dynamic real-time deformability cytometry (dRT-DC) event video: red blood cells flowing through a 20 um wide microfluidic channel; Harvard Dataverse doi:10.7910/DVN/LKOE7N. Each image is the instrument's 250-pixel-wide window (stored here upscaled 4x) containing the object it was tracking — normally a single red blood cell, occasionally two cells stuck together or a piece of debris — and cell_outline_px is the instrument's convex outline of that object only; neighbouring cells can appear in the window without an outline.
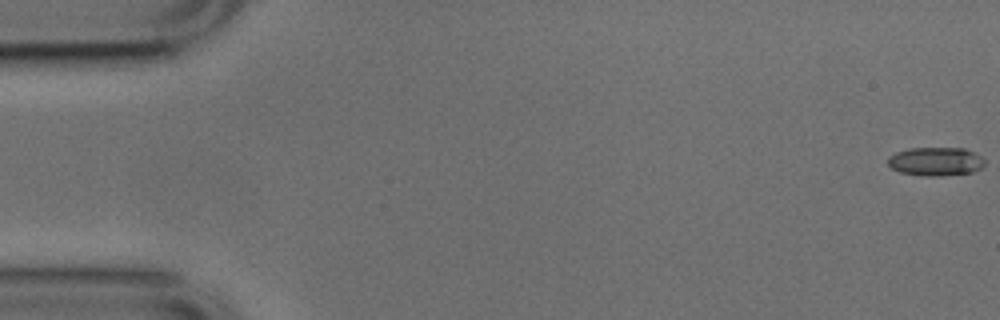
{"species": "common noctule bat (a hibernating species)", "species_latin": "Nyctalus noctula", "temperature_condition": "cold", "stored_images_in_passage": 4, "camera_frame_rate_fps": 3000, "um_per_image_px": 0.085, "animal": {"sex": "male", "body_mass_g": 17.9, "forearm_length_mm": 54.2}, "frame": {"image": 1, "passage_image": 1, "time_ms": 0.0, "image_size_px": [1000, 320], "cell_outline_px": [[984, 164], [980, 168], [972, 172], [940, 176], [924, 176], [900, 172], [892, 168], [888, 164], [888, 156], [896, 152], [912, 148], [964, 148], [980, 156], [984, 160]], "centroid_in_image_um": [79.51, 13.73], "position_along_channel_um": 5.5, "area_um2": 16.01}}
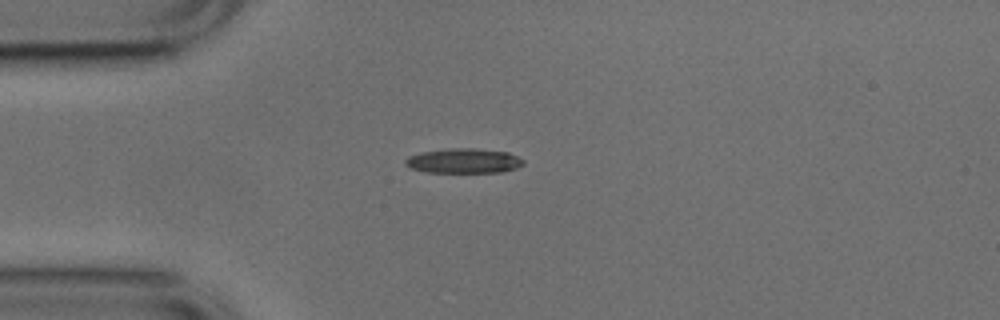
{"frame": {"image": 2, "passage_image": 4, "time_ms": 1.0, "image_size_px": [1000, 320], "cell_outline_px": [[524, 164], [516, 168], [500, 172], [428, 172], [412, 168], [404, 164], [404, 160], [408, 156], [420, 152], [452, 148], [476, 148], [508, 152], [524, 160]], "centroid_in_image_um": [39.41, 13.66], "position_along_channel_um": 45.6, "area_um2": 16.99}}